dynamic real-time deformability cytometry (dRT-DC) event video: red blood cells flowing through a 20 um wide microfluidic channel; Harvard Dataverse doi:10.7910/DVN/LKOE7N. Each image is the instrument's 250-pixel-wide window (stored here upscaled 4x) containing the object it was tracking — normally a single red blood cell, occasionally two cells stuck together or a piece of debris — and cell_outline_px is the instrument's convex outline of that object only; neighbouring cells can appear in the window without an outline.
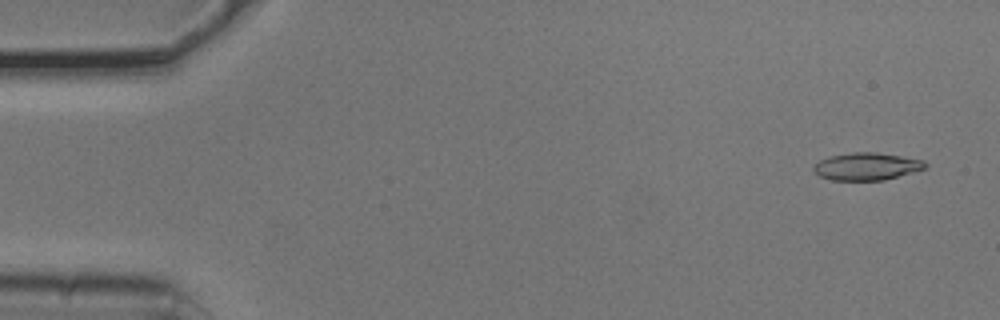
{"species": "common noctule bat (a hibernating species)", "species_latin": "Nyctalus noctula", "temperature_condition": "cold", "stored_images_in_passage": 4, "camera_frame_rate_fps": 3000, "um_per_image_px": 0.085, "animal": {"sex": "male", "body_mass_g": 20.5, "forearm_length_mm": 52.5}, "frame": {"image": 1, "passage_image": 1, "time_ms": 0.0, "image_size_px": [1000, 320], "cell_outline_px": [[928, 168], [884, 180], [832, 180], [820, 176], [812, 168], [820, 160], [828, 156], [852, 152], [876, 152], [924, 160], [928, 164]], "centroid_in_image_um": [73.7, 14.14], "position_along_channel_um": 11.3, "area_um2": 17.86}}
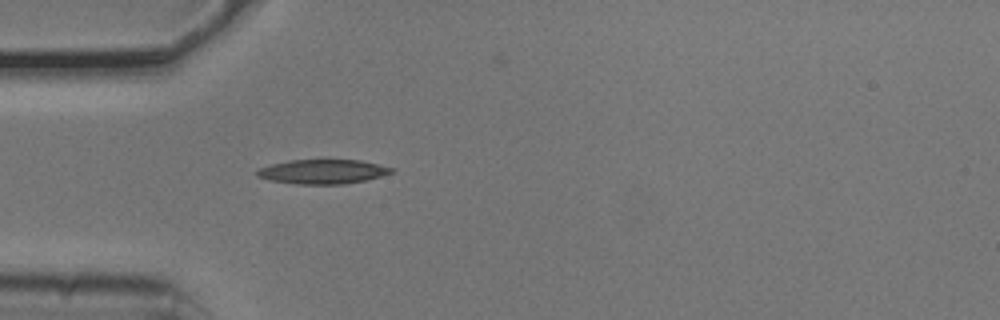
{"frame": {"image": 2, "passage_image": 4, "time_ms": 1.0, "image_size_px": [1000, 320], "cell_outline_px": [[396, 172], [368, 180], [344, 184], [296, 184], [268, 180], [256, 176], [256, 172], [260, 168], [272, 164], [288, 160], [320, 156], [324, 156], [360, 160], [396, 168]], "centroid_in_image_um": [27.49, 14.53], "position_along_channel_um": 57.5, "area_um2": 20.4}}